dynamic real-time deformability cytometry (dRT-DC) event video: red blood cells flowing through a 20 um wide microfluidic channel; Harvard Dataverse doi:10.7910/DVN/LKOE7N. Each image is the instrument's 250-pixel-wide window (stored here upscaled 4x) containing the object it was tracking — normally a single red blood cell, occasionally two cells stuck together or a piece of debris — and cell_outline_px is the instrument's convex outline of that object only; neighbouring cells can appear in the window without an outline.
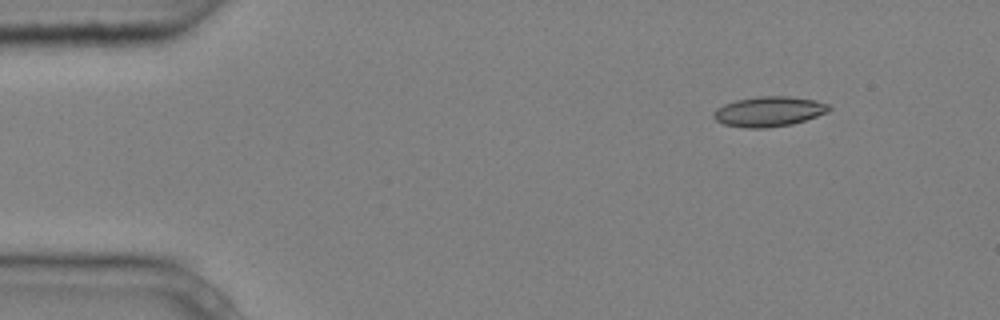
{"species": "common noctule bat (a hibernating species)", "species_latin": "Nyctalus noctula", "temperature_condition": "cold", "stored_images_in_passage": 6, "segment_of_instrument_passage": [2, 2], "camera_frame_rate_fps": 3000, "um_per_image_px": 0.085, "animal": {"sex": "male", "body_mass_g": 20.4}, "frame": {"image": 1, "passage_image": 6, "time_ms": 1.667, "image_size_px": [1000, 320], "cell_outline_px": [[832, 108], [828, 112], [792, 124], [764, 128], [744, 128], [724, 124], [716, 120], [712, 116], [712, 112], [716, 108], [724, 104], [736, 100], [760, 96], [788, 96], [816, 100], [828, 104]], "centroid_in_image_um": [65.34, 9.47], "position_along_channel_um": 19.7, "area_um2": 20.23}}